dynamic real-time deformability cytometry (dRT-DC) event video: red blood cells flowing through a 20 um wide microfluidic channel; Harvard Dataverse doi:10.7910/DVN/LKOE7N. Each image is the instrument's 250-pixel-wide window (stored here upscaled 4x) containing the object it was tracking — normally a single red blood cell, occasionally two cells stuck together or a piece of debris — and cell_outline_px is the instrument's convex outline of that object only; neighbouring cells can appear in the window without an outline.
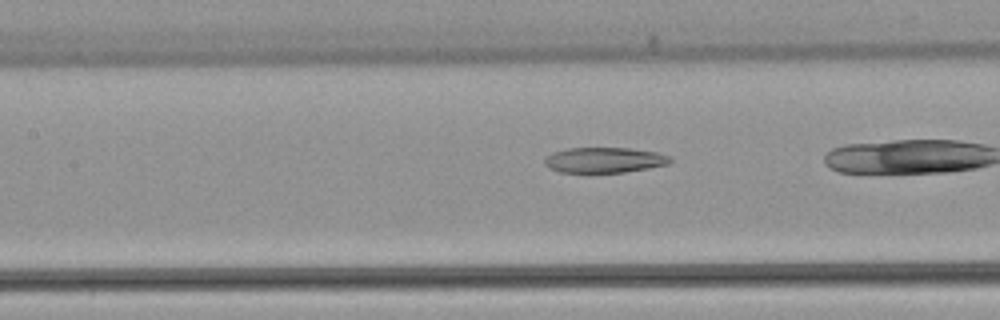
{"species": "common noctule bat (a hibernating species)", "species_latin": "Nyctalus noctula", "temperature_condition": "warm", "stored_images_in_passage": 38, "camera_frame_rate_fps": 3000, "um_per_image_px": 0.085, "animal": {"sex": "female", "body_mass_g": 22.7, "forearm_length_mm": 54.2}, "frame": {"image": 1, "passage_image": 21, "time_ms": 6.667, "image_size_px": [1000, 320], "cell_outline_px": [[672, 160], [668, 164], [648, 168], [624, 172], [560, 172], [548, 168], [544, 164], [544, 156], [552, 152], [568, 148], [628, 148], [656, 152], [672, 156]], "centroid_in_image_um": [51.34, 13.6], "position_along_channel_um": 156.1, "area_um2": 18.67}}
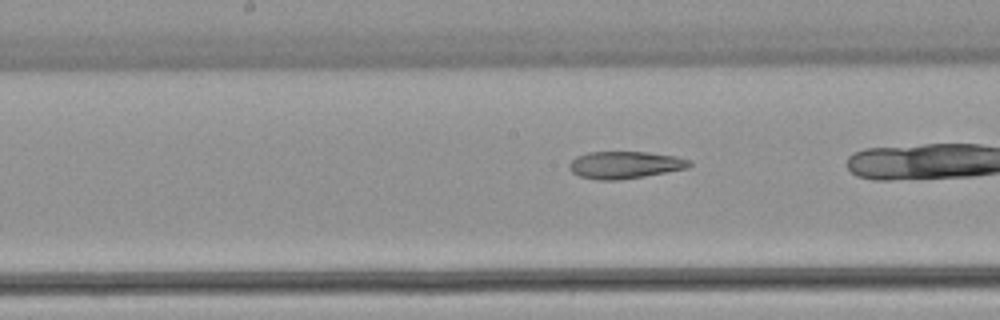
{"frame": {"image": 2, "passage_image": 24, "time_ms": 7.667, "image_size_px": [1000, 320], "cell_outline_px": [[692, 164], [688, 168], [644, 176], [620, 180], [596, 180], [580, 176], [572, 172], [568, 168], [568, 164], [576, 156], [588, 152], [648, 152], [676, 156], [692, 160]], "centroid_in_image_um": [53.12, 14.01], "position_along_channel_um": 195.1, "area_um2": 19.19}}